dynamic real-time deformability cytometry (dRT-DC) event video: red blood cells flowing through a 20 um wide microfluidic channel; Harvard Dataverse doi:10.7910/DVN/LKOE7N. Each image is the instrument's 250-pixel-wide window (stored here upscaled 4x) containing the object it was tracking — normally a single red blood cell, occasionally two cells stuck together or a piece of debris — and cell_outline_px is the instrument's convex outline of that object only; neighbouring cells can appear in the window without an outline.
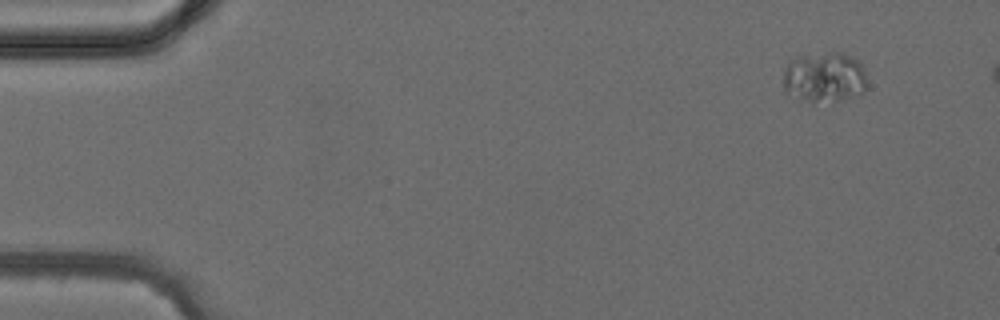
{"species": "common noctule bat (a hibernating species)", "species_latin": "Nyctalus noctula", "temperature_condition": "cold", "stored_images_in_passage": 4, "camera_frame_rate_fps": 3000, "um_per_image_px": 0.085, "animal": {"sex": "female", "body_mass_g": 24.6, "forearm_length_mm": 56.2}, "frame": {"image": 1, "passage_image": 1, "time_ms": 0.0, "image_size_px": [1000, 320], "cell_outline_px": [[864, 88], [856, 96], [832, 104], [808, 100], [788, 92], [784, 88], [784, 68], [788, 60], [796, 56], [828, 52], [840, 52], [856, 60], [864, 68]], "centroid_in_image_um": [70.05, 6.56], "position_along_channel_um": 14.9, "area_um2": 24.45}}